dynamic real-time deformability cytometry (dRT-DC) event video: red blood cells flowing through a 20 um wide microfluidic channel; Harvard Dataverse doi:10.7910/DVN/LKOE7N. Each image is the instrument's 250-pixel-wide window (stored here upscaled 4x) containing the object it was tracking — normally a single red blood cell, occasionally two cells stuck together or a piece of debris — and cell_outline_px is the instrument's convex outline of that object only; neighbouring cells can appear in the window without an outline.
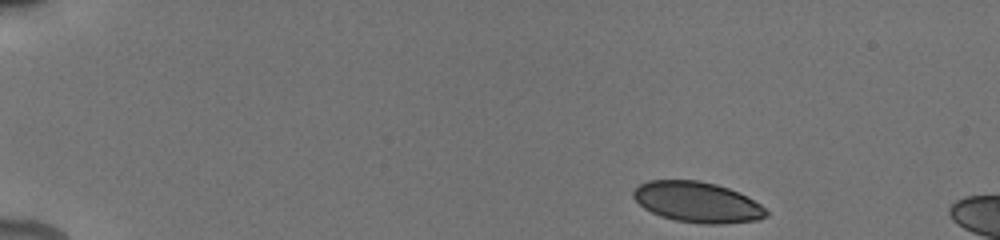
{"species": "human", "species_latin": "Homo sapiens", "temperature_condition": "cold", "stored_images_in_passage": 12, "camera_frame_rate_fps": 3000, "um_per_image_px": 0.085, "donor": {"sex": "male"}, "frame": {"image": 1, "passage_image": 1, "time_ms": 0.0, "image_size_px": [1000, 240], "cell_outline_px": [[768, 216], [760, 220], [720, 224], [704, 224], [676, 220], [660, 216], [644, 208], [632, 196], [632, 192], [640, 184], [648, 180], [696, 180], [716, 184], [728, 188], [748, 196], [760, 204], [768, 212]], "centroid_in_image_um": [59.29, 17.18], "position_along_channel_um": 25.7, "area_um2": 31.44}}